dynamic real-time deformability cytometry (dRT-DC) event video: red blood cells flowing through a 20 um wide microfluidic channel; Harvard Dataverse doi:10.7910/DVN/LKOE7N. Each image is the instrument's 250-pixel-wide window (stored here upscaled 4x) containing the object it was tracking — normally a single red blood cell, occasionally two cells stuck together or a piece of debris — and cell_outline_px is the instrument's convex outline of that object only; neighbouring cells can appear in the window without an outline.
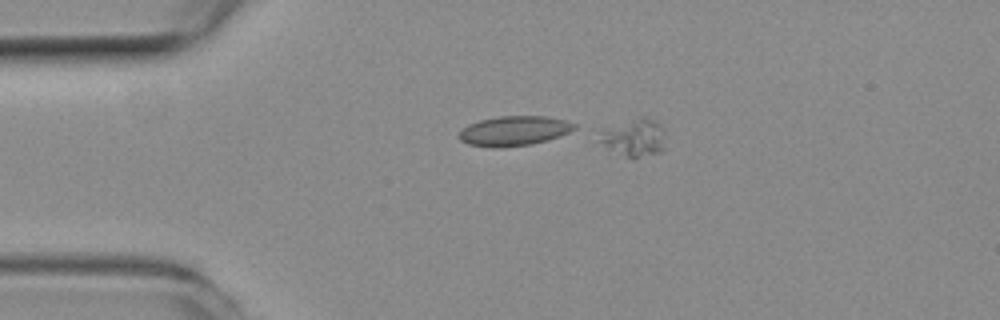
{"species": "common noctule bat (a hibernating species)", "species_latin": "Nyctalus noctula", "temperature_condition": "room temperature", "stored_images_in_passage": 10, "camera_frame_rate_fps": 3000, "um_per_image_px": 0.085, "animal": {"sex": "female", "body_mass_g": 19.3, "forearm_length_mm": 54.1}, "frame": {"image": 1, "passage_image": 1, "time_ms": 0.0, "image_size_px": [1000, 320], "cell_outline_px": [[664, 152], [632, 160], [608, 148], [596, 140], [604, 132], [640, 116], [644, 116], [652, 120], [656, 124], [664, 148]], "centroid_in_image_um": [53.89, 11.8], "position_along_channel_um": 31.1, "area_um2": 13.58}}
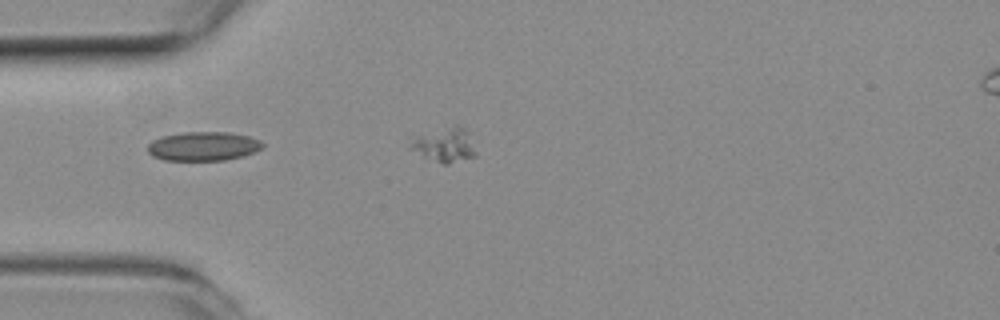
{"frame": {"image": 2, "passage_image": 5, "time_ms": 1.333, "image_size_px": [1000, 320], "cell_outline_px": [[264, 148], [240, 156], [224, 160], [164, 160], [152, 156], [148, 152], [148, 144], [152, 140], [160, 136], [184, 132], [228, 132], [248, 136], [260, 140], [264, 144]], "centroid_in_image_um": [17.25, 12.42], "position_along_channel_um": 67.8, "area_um2": 19.42}}
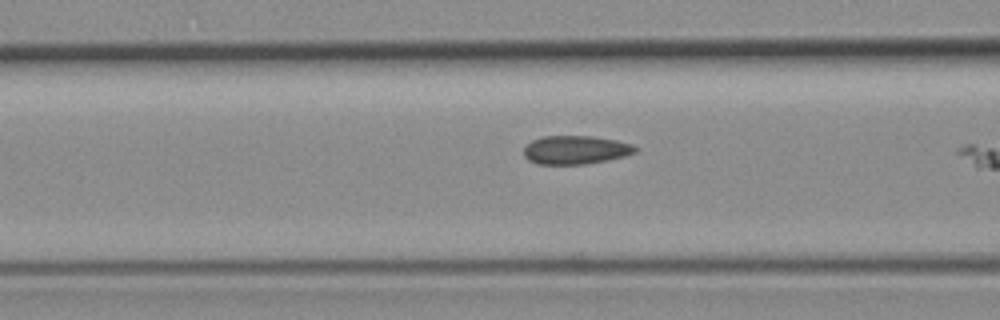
{"frame": {"image": 3, "passage_image": 9, "time_ms": 2.667, "image_size_px": [1000, 320], "cell_outline_px": [[640, 148], [636, 152], [624, 156], [584, 164], [536, 164], [528, 160], [524, 156], [524, 148], [532, 140], [544, 136], [592, 136], [616, 140], [632, 144]], "centroid_in_image_um": [48.92, 12.74], "position_along_channel_um": 117.7, "area_um2": 18.5}}